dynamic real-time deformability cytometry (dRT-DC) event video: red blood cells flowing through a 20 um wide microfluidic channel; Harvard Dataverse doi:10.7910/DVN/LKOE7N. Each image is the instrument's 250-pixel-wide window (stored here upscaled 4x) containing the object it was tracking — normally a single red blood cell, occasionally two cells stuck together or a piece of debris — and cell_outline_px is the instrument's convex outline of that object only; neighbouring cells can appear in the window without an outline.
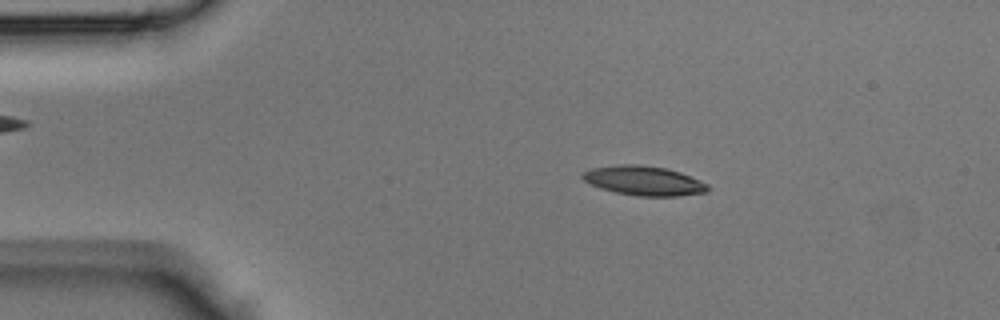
{"species": "Egyptian fruit bat (a non-hibernating species)", "species_latin": "Rousettus aegyptiacus", "temperature_condition": "room temperature", "stored_images_in_passage": 43, "camera_frame_rate_fps": 3000, "um_per_image_px": 0.085, "animal": {"sex": "male"}, "frame": {"image": 1, "passage_image": 7, "time_ms": 2.0, "image_size_px": [1000, 320], "cell_outline_px": [[708, 192], [676, 196], [636, 196], [616, 192], [600, 188], [584, 180], [580, 176], [584, 172], [592, 168], [620, 164], [640, 164], [668, 168], [680, 172], [708, 184]], "centroid_in_image_um": [54.73, 15.35], "position_along_channel_um": 30.3, "area_um2": 21.44}}
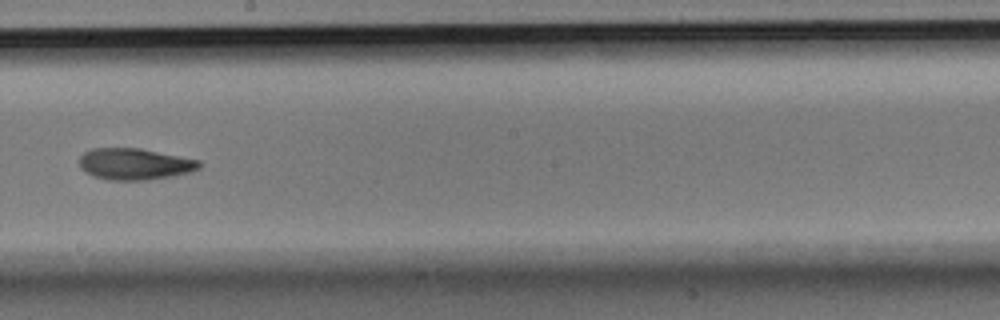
{"frame": {"image": 2, "passage_image": 24, "time_ms": 7.667, "image_size_px": [1000, 320], "cell_outline_px": [[200, 168], [188, 172], [168, 176], [144, 180], [108, 180], [96, 176], [80, 168], [80, 156], [84, 152], [92, 148], [140, 148], [200, 160]], "centroid_in_image_um": [11.43, 13.92], "position_along_channel_um": 236.8, "area_um2": 21.68}}
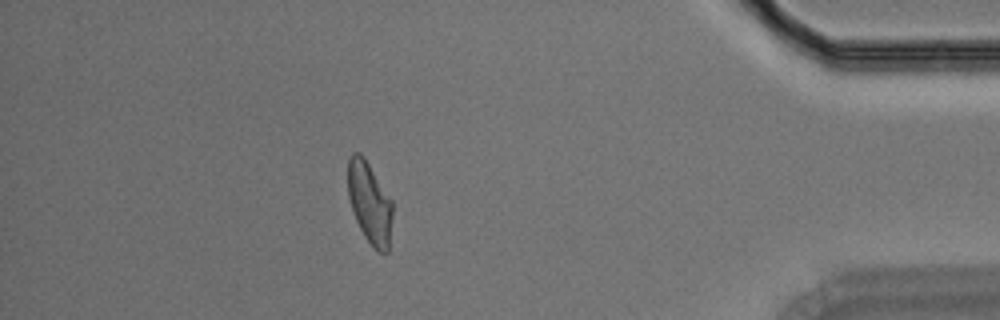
{"frame": {"image": 3, "passage_image": 38, "time_ms": 12.333, "image_size_px": [1000, 320], "cell_outline_px": [[392, 216], [388, 252], [380, 252], [372, 248], [364, 236], [356, 220], [348, 196], [348, 160], [352, 152], [360, 152], [364, 156], [392, 200]], "centroid_in_image_um": [31.42, 17.22], "position_along_channel_um": 403.8, "area_um2": 21.21}}